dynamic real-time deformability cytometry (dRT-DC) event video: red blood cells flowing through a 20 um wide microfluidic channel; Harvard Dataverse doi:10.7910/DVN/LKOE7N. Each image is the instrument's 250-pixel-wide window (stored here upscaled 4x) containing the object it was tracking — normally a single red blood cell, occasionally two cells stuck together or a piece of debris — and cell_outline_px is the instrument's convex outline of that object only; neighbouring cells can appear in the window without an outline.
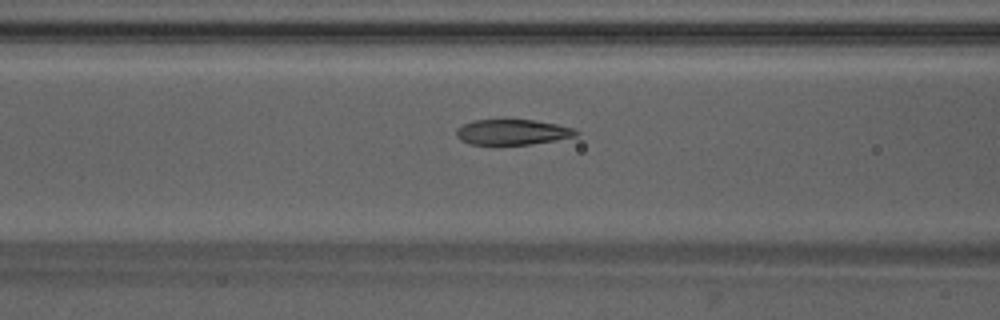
{"species": "Egyptian fruit bat (a non-hibernating species)", "species_latin": "Rousettus aegyptiacus", "temperature_condition": "warm", "stored_images_in_passage": 44, "camera_frame_rate_fps": 3000, "um_per_image_px": 0.085, "animal": {"sex": "male"}, "frame": {"image": 1, "passage_image": 15, "time_ms": 4.667, "image_size_px": [1000, 320], "cell_outline_px": [[580, 132], [576, 136], [556, 140], [532, 144], [472, 144], [460, 140], [456, 136], [456, 128], [472, 120], [504, 116], [536, 120], [576, 128]], "centroid_in_image_um": [43.55, 11.17], "position_along_channel_um": 123.1, "area_um2": 18.67}}
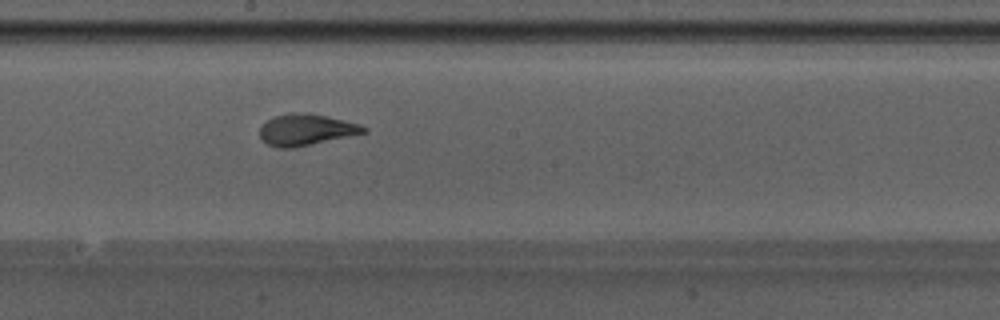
{"frame": {"image": 2, "passage_image": 22, "time_ms": 7.0, "image_size_px": [1000, 320], "cell_outline_px": [[368, 132], [292, 148], [280, 148], [268, 144], [260, 136], [260, 128], [268, 120], [276, 116], [288, 112], [296, 112], [324, 116], [360, 124], [368, 128]], "centroid_in_image_um": [26.03, 11.03], "position_along_channel_um": 222.2, "area_um2": 18.55}}
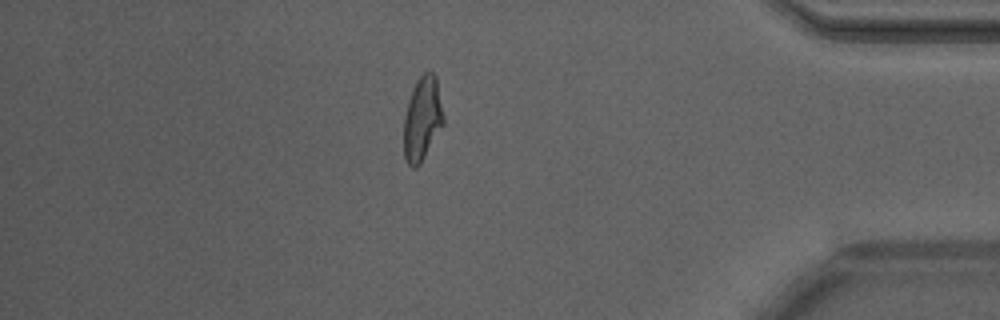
{"frame": {"image": 3, "passage_image": 37, "time_ms": 12.0, "image_size_px": [1000, 320], "cell_outline_px": [[444, 124], [420, 164], [416, 168], [412, 168], [408, 164], [404, 156], [404, 116], [408, 100], [412, 88], [416, 80], [424, 72], [432, 72], [436, 76], [444, 116]], "centroid_in_image_um": [35.89, 10.09], "position_along_channel_um": 399.3, "area_um2": 19.54}, "authors_computed_cell_mechanics": {"area_um2": 19.1896, "velocity_mm_per_s": 4.2507, "shape_relaxation_time_tau1_ms": 5.8309, "shape_relaxation_time_tau2_ms": 0.7531, "deformation_change_tau1": 0.2451, "deformation_change_tau2": 0.0786}}